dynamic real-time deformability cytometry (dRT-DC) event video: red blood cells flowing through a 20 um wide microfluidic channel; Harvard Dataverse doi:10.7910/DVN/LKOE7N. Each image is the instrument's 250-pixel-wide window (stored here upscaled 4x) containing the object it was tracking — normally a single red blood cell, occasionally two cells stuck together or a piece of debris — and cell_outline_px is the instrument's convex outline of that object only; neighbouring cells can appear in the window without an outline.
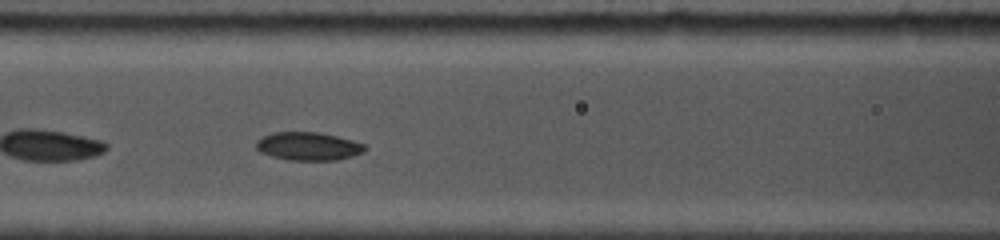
{"species": "common noctule bat (a hibernating species)", "species_latin": "Nyctalus noctula", "temperature_condition": "cold", "stored_images_in_passage": 17, "camera_frame_rate_fps": 5000, "um_per_image_px": 0.085, "animal": {"sex": "female", "body_mass_g": 19.0, "forearm_length_mm": 53.3}, "frame": {"image": 1, "passage_image": 6, "time_ms": 2.2, "image_size_px": [1000, 240], "cell_outline_px": [[368, 148], [364, 152], [352, 156], [336, 160], [288, 160], [272, 156], [260, 152], [256, 148], [256, 140], [272, 132], [320, 132], [368, 144]], "centroid_in_image_um": [26.24, 12.43], "position_along_channel_um": 140.4, "area_um2": 18.03}}
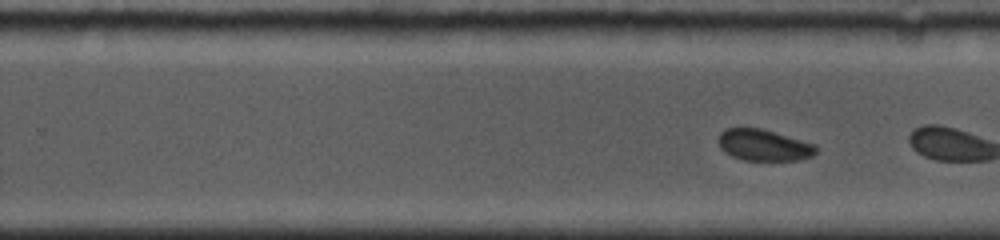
{"frame": {"image": 2, "passage_image": 17, "time_ms": 7.4, "image_size_px": [1000, 240], "cell_outline_px": [[820, 148], [812, 156], [800, 160], [744, 160], [732, 156], [724, 152], [720, 148], [716, 140], [720, 132], [724, 128], [760, 128], [816, 144]], "centroid_in_image_um": [64.9, 12.33], "position_along_channel_um": 264.9, "area_um2": 18.09}}